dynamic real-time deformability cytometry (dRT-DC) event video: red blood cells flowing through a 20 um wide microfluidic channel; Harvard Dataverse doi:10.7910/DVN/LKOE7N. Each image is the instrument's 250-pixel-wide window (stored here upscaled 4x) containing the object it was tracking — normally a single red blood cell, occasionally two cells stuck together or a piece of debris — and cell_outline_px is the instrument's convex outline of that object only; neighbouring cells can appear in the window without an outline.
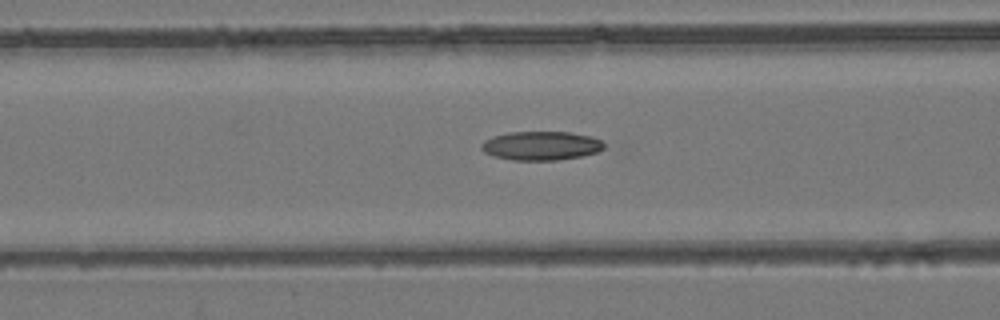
{"species": "common noctule bat (a hibernating species)", "species_latin": "Nyctalus noctula", "temperature_condition": "room temperature", "stored_images_in_passage": 29, "camera_frame_rate_fps": 3000, "um_per_image_px": 0.085, "animal": {"sex": "female", "body_mass_g": 24.6, "forearm_length_mm": 56.2}, "frame": {"image": 1, "passage_image": 8, "time_ms": 2.333, "image_size_px": [1000, 320], "cell_outline_px": [[604, 148], [596, 152], [580, 156], [556, 160], [512, 160], [496, 156], [484, 152], [480, 148], [480, 144], [484, 140], [492, 136], [508, 132], [568, 132], [592, 136], [600, 140], [604, 144]], "centroid_in_image_um": [45.96, 12.38], "position_along_channel_um": 120.6, "area_um2": 20.58}}
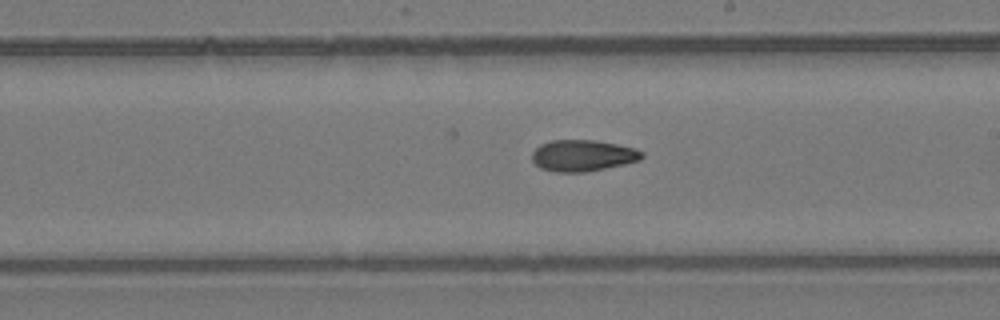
{"frame": {"image": 2, "passage_image": 17, "time_ms": 5.333, "image_size_px": [1000, 320], "cell_outline_px": [[644, 156], [640, 160], [624, 164], [584, 172], [556, 172], [540, 168], [532, 160], [532, 152], [540, 144], [552, 140], [596, 140], [636, 148], [644, 152]], "centroid_in_image_um": [49.54, 13.21], "position_along_channel_um": 239.5, "area_um2": 20.11}}
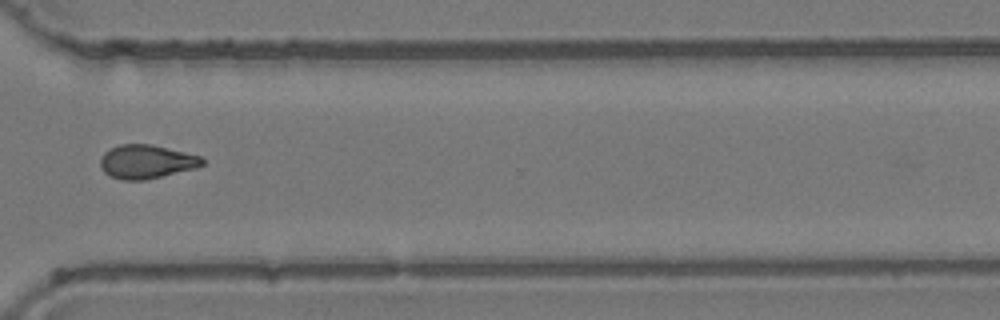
{"frame": {"image": 3, "passage_image": 26, "time_ms": 8.333, "image_size_px": [1000, 320], "cell_outline_px": [[204, 164], [196, 168], [144, 180], [120, 180], [108, 176], [104, 172], [100, 164], [100, 160], [104, 152], [120, 144], [152, 144], [200, 156], [204, 160]], "centroid_in_image_um": [12.43, 13.75], "position_along_channel_um": 358.2, "area_um2": 20.0}, "authors_computed_cell_mechanics": {"area_um2": 19.941, "velocity_mm_per_s": 3.9552, "shape_relaxation_time_tau1_ms": null, "shape_relaxation_time_tau2_ms": 3.8632, "deformation_change_tau1": null, "deformation_change_tau2": 0.1029}}